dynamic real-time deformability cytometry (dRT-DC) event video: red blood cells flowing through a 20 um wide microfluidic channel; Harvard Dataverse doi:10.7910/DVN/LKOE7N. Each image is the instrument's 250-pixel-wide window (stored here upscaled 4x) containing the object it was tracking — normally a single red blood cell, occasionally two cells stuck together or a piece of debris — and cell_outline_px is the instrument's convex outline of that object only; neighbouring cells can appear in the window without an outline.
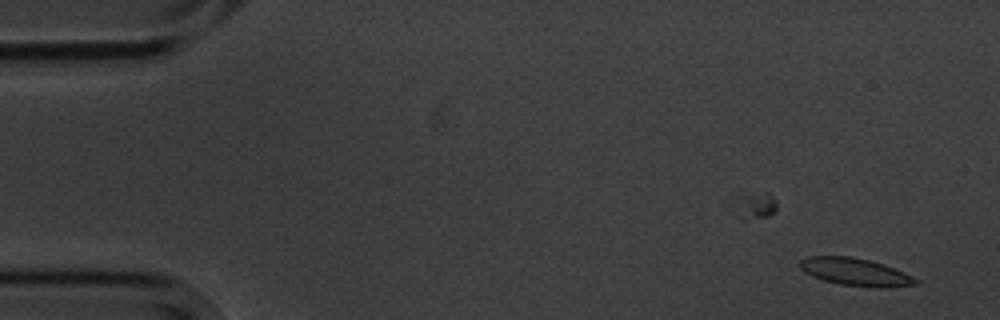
{"species": "common noctule bat (a hibernating species)", "species_latin": "Nyctalus noctula", "temperature_condition": "cold", "stored_images_in_passage": 3, "camera_frame_rate_fps": 3000, "um_per_image_px": 0.085, "animal": {"sex": "male", "body_mass_g": 20.1, "forearm_length_mm": 53.5}, "frame": {"image": 1, "passage_image": 3, "time_ms": 2.0, "image_size_px": [1000, 320], "cell_outline_px": [[920, 284], [880, 288], [876, 288], [840, 284], [824, 280], [812, 276], [804, 272], [800, 268], [800, 260], [808, 256], [852, 256], [868, 260], [892, 268], [912, 276], [920, 280]], "centroid_in_image_um": [72.69, 23.12], "position_along_channel_um": 12.3, "area_um2": 18.44}}